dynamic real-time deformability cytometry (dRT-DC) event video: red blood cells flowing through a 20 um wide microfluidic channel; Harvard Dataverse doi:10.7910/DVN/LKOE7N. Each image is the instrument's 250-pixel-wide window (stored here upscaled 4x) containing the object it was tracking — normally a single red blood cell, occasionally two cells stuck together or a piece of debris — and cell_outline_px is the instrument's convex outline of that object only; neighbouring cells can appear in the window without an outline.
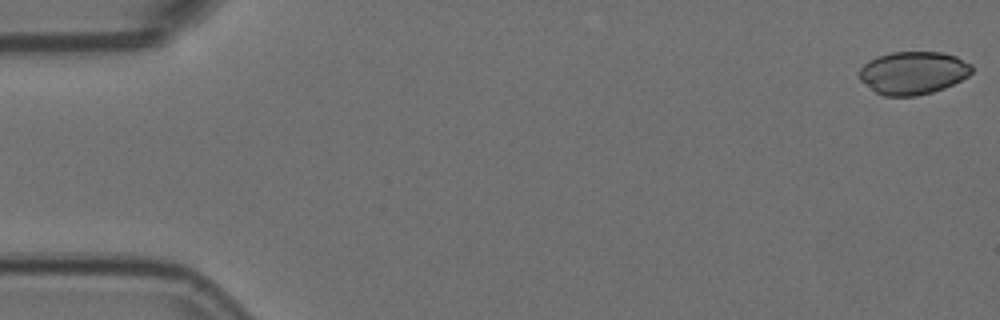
{"species": "Egyptian fruit bat (a non-hibernating species)", "species_latin": "Rousettus aegyptiacus", "temperature_condition": "room temperature", "stored_images_in_passage": 56, "camera_frame_rate_fps": 3000, "um_per_image_px": 0.085, "animal": {"sex": "female"}, "frame": {"image": 1, "passage_image": 1, "time_ms": 0.0, "image_size_px": [1000, 320], "cell_outline_px": [[972, 72], [968, 76], [944, 88], [932, 92], [916, 96], [884, 96], [876, 92], [860, 80], [860, 68], [868, 60], [876, 56], [892, 52], [940, 52], [956, 56], [972, 64]], "centroid_in_image_um": [77.61, 6.18], "position_along_channel_um": 7.4, "area_um2": 28.09}}
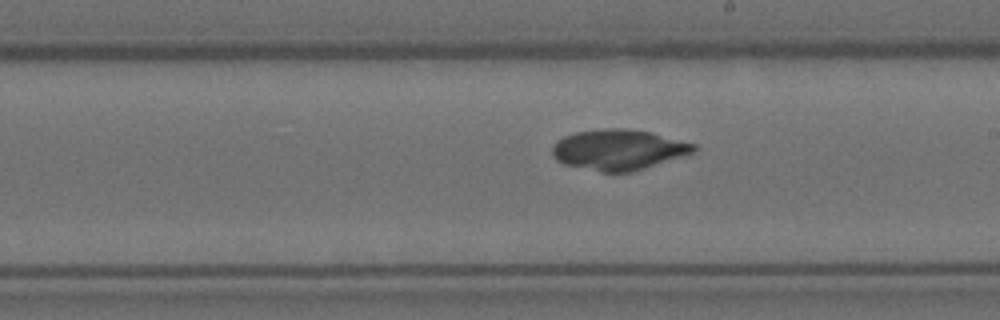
{"frame": {"image": 2, "passage_image": 32, "time_ms": 10.333, "image_size_px": [1000, 320], "cell_outline_px": [[700, 148], [696, 152], [632, 172], [600, 172], [564, 164], [556, 160], [552, 152], [552, 144], [556, 140], [564, 136], [576, 132], [604, 128], [624, 128], [652, 132], [696, 144]], "centroid_in_image_um": [52.59, 12.72], "position_along_channel_um": 236.4, "area_um2": 33.7}}
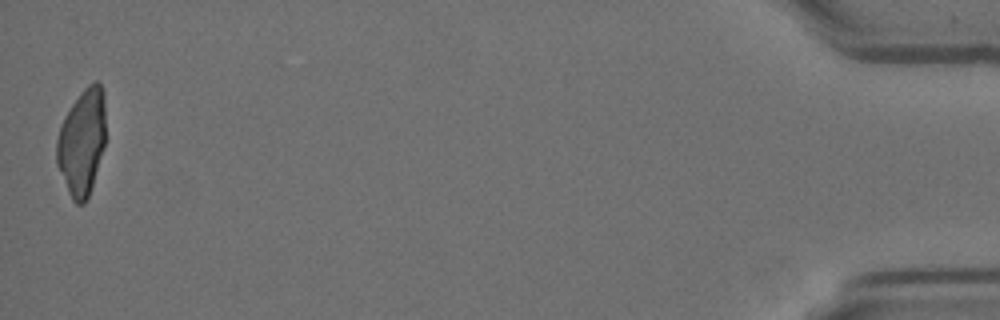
{"frame": {"image": 3, "passage_image": 56, "time_ms": 18.333, "image_size_px": [1000, 320], "cell_outline_px": [[104, 148], [88, 196], [84, 204], [76, 204], [72, 200], [68, 192], [56, 164], [56, 140], [60, 124], [64, 116], [80, 92], [88, 84], [96, 80], [100, 84], [104, 92]], "centroid_in_image_um": [6.94, 12.07], "position_along_channel_um": 428.3, "area_um2": 30.35}}